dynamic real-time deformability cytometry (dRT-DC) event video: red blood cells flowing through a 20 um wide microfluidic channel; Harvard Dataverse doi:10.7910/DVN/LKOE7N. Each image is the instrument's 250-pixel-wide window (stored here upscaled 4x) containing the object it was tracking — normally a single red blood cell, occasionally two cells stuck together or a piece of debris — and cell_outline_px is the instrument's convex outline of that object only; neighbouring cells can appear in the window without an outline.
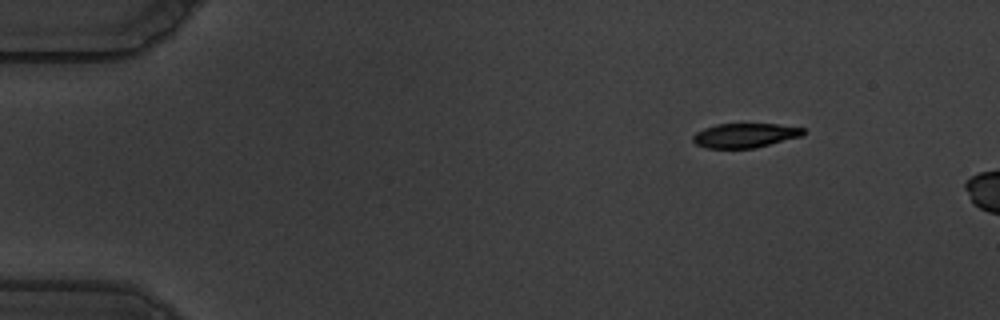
{"species": "common noctule bat (a hibernating species)", "species_latin": "Nyctalus noctula", "temperature_condition": "warm", "stored_images_in_passage": 7, "camera_frame_rate_fps": 3000, "um_per_image_px": 0.085, "animal": {"sex": "male", "body_mass_g": 19.5, "forearm_length_mm": 54.6}, "frame": {"image": 1, "passage_image": 2, "time_ms": 0.333, "image_size_px": [1000, 320], "cell_outline_px": [[804, 132], [800, 136], [756, 148], [708, 148], [696, 144], [692, 140], [692, 136], [696, 132], [704, 128], [716, 124], [776, 124], [804, 128]], "centroid_in_image_um": [63.28, 11.51], "position_along_channel_um": 21.7, "area_um2": 15.55}}